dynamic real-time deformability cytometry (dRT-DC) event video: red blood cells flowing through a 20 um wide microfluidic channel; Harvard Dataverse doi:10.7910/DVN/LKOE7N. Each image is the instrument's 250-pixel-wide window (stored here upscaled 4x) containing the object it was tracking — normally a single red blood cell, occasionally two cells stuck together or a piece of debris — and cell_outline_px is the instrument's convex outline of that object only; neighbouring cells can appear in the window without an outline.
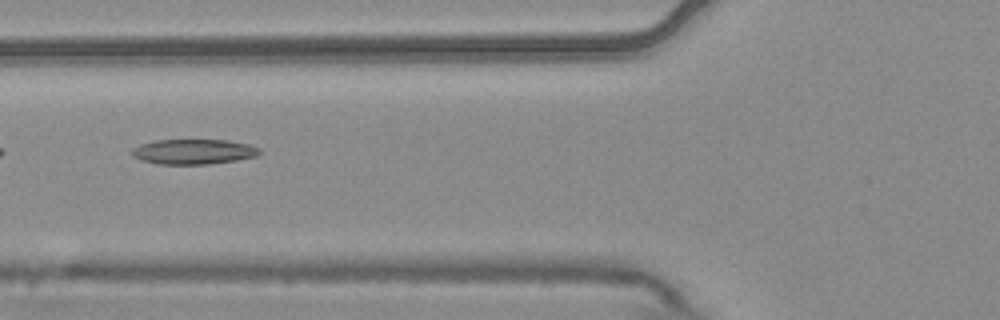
{"species": "common noctule bat (a hibernating species)", "species_latin": "Nyctalus noctula", "temperature_condition": "warm", "stored_images_in_passage": 4, "camera_frame_rate_fps": 3000, "um_per_image_px": 0.085, "animal": {"sex": "male", "body_mass_g": 20.4}, "frame": {"image": 1, "passage_image": 4, "time_ms": 1.0, "image_size_px": [1000, 320], "cell_outline_px": [[260, 152], [256, 156], [236, 160], [208, 164], [156, 164], [132, 156], [132, 148], [140, 144], [156, 140], [228, 140], [248, 144], [260, 148]], "centroid_in_image_um": [16.45, 12.89], "position_along_channel_um": 109.4, "area_um2": 18.55}}